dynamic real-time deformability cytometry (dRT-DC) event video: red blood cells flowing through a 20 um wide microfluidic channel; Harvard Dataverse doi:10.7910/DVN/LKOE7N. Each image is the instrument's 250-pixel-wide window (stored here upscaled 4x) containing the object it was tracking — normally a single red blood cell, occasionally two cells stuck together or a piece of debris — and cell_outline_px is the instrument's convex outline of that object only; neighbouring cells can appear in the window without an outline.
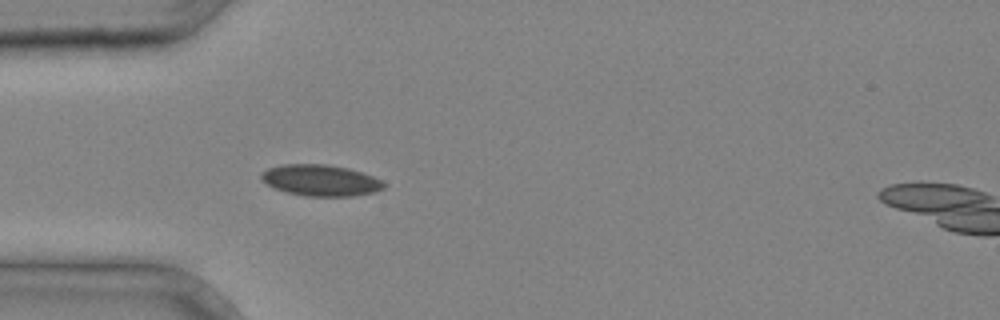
{"species": "common noctule bat (a hibernating species)", "species_latin": "Nyctalus noctula", "temperature_condition": "cold", "stored_images_in_passage": 3, "camera_frame_rate_fps": 3000, "um_per_image_px": 0.085, "animal": {"sex": "male", "body_mass_g": 20.4}, "frame": {"image": 1, "passage_image": 2, "time_ms": 0.333, "image_size_px": [1000, 320], "cell_outline_px": [[384, 188], [376, 192], [352, 196], [308, 196], [288, 192], [276, 188], [268, 184], [260, 176], [260, 172], [268, 168], [280, 164], [324, 164], [348, 168], [372, 176], [380, 180], [384, 184]], "centroid_in_image_um": [27.25, 15.32], "position_along_channel_um": 57.8, "area_um2": 22.08}}